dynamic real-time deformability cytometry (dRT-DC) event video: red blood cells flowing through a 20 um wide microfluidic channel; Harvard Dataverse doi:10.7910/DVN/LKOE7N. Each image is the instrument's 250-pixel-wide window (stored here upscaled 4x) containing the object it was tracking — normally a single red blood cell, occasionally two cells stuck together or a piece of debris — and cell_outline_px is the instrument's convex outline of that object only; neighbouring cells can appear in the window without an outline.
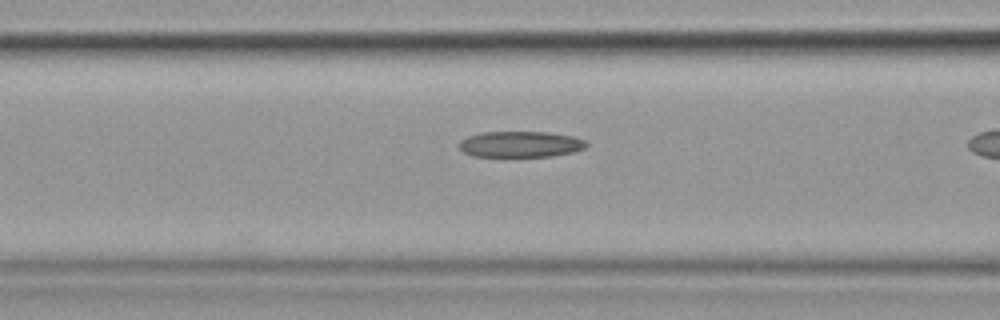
{"species": "common noctule bat (a hibernating species)", "species_latin": "Nyctalus noctula", "temperature_condition": "cold", "stored_images_in_passage": 35, "camera_frame_rate_fps": 3000, "um_per_image_px": 0.085, "animal": {"sex": "female", "body_mass_g": 19.9}, "frame": {"image": 1, "passage_image": 20, "time_ms": 6.333, "image_size_px": [1000, 320], "cell_outline_px": [[588, 144], [584, 148], [572, 152], [552, 156], [472, 156], [464, 152], [456, 144], [460, 140], [468, 136], [480, 132], [548, 132], [572, 136], [584, 140]], "centroid_in_image_um": [44.19, 12.25], "position_along_channel_um": 122.4, "area_um2": 19.25}}
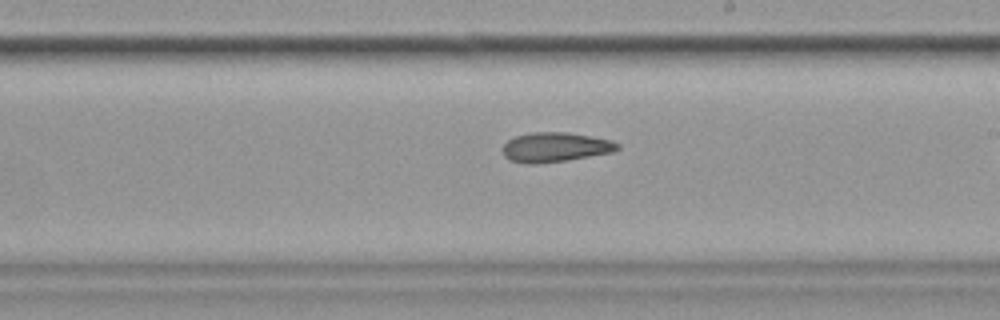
{"frame": {"image": 2, "passage_image": 30, "time_ms": 9.667, "image_size_px": [1000, 320], "cell_outline_px": [[620, 148], [612, 152], [568, 160], [536, 164], [528, 164], [508, 160], [504, 156], [500, 148], [508, 140], [516, 136], [532, 132], [568, 132], [612, 140], [620, 144]], "centroid_in_image_um": [47.17, 12.51], "position_along_channel_um": 241.8, "area_um2": 20.0}}